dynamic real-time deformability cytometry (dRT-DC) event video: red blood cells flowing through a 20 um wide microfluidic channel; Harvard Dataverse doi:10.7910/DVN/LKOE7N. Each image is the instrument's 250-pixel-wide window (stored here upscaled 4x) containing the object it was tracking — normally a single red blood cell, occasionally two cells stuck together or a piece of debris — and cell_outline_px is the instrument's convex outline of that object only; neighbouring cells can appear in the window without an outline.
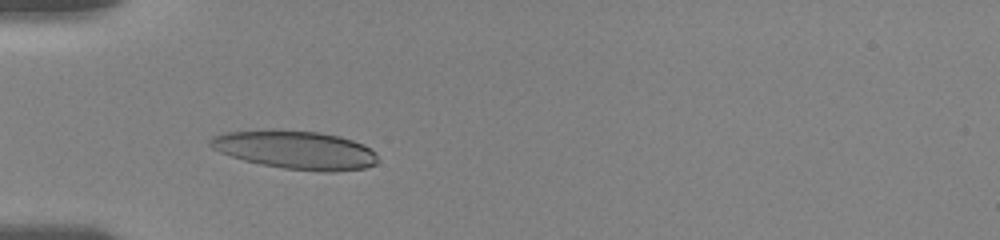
{"species": "human", "species_latin": "Homo sapiens", "temperature_condition": "room temperature", "stored_images_in_passage": 7, "camera_frame_rate_fps": 3000, "um_per_image_px": 0.085, "donor": {"sex": "female"}, "frame": {"image": 1, "passage_image": 3, "time_ms": 1.0, "image_size_px": [1000, 240], "cell_outline_px": [[380, 160], [376, 164], [364, 168], [336, 172], [324, 172], [284, 168], [260, 164], [244, 160], [220, 152], [212, 148], [208, 144], [208, 140], [212, 136], [228, 132], [272, 128], [320, 132], [340, 136], [364, 144], [376, 152]], "centroid_in_image_um": [25.14, 12.72], "position_along_channel_um": 59.9, "area_um2": 38.09}}
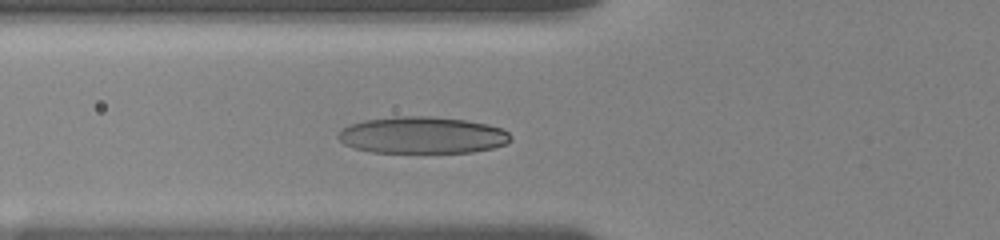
{"frame": {"image": 2, "passage_image": 5, "time_ms": 2.0, "image_size_px": [1000, 240], "cell_outline_px": [[512, 140], [504, 144], [492, 148], [472, 152], [372, 152], [356, 148], [344, 144], [336, 136], [348, 124], [364, 120], [396, 116], [432, 116], [464, 120], [488, 124], [500, 128], [508, 132], [512, 136]], "centroid_in_image_um": [35.9, 11.48], "position_along_channel_um": 89.9, "area_um2": 36.88}}